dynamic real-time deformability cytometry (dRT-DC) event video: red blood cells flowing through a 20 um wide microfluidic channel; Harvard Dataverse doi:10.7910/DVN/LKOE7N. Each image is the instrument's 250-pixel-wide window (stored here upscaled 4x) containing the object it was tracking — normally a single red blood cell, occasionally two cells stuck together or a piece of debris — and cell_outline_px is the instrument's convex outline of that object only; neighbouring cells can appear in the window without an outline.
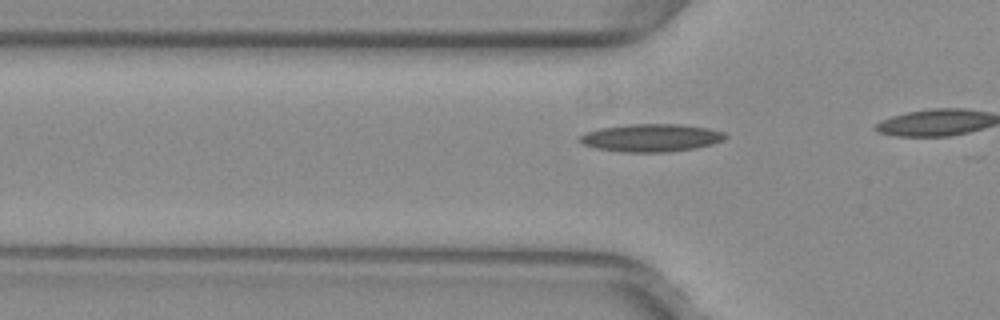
{"species": "common noctule bat (a hibernating species)", "species_latin": "Nyctalus noctula", "temperature_condition": "warm", "stored_images_in_passage": 4, "camera_frame_rate_fps": 3000, "um_per_image_px": 0.085, "animal": {"sex": "female", "body_mass_g": 29.2, "forearm_length_mm": 56.3}, "frame": {"image": 1, "passage_image": 3, "time_ms": 0.667, "image_size_px": [1000, 320], "cell_outline_px": [[728, 136], [724, 140], [712, 144], [696, 148], [672, 152], [624, 152], [596, 148], [584, 144], [576, 140], [580, 136], [588, 132], [600, 128], [628, 124], [680, 124], [708, 128], [724, 132]], "centroid_in_image_um": [55.38, 11.71], "position_along_channel_um": 70.4, "area_um2": 23.64}}